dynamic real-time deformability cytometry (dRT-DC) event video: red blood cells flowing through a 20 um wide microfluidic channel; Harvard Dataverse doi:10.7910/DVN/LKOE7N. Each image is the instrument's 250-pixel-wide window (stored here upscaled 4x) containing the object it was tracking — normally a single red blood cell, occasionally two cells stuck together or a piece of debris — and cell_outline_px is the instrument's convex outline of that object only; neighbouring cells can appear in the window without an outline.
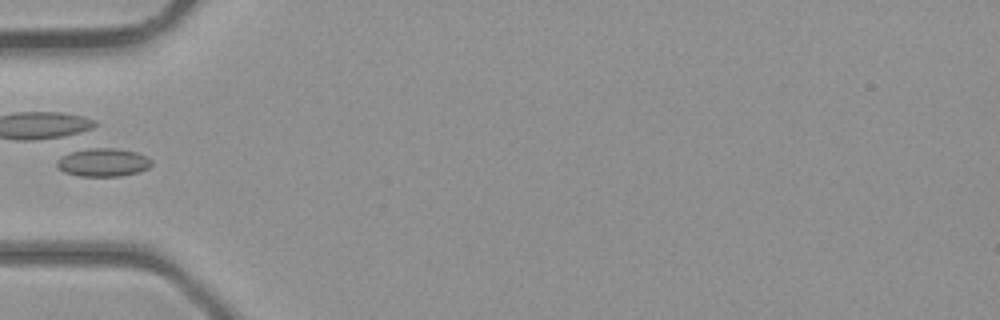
{"species": "common noctule bat (a hibernating species)", "species_latin": "Nyctalus noctula", "temperature_condition": "room temperature", "stored_images_in_passage": 4, "camera_frame_rate_fps": 3000, "um_per_image_px": 0.085, "animal": {"sex": "male", "body_mass_g": 23.1, "forearm_length_mm": 52.7}, "frame": {"image": 1, "passage_image": 4, "time_ms": 3.667, "image_size_px": [1000, 320], "cell_outline_px": [[152, 164], [148, 168], [140, 172], [120, 176], [80, 176], [64, 172], [56, 164], [56, 160], [60, 156], [72, 152], [92, 148], [116, 148], [136, 152], [152, 160]], "centroid_in_image_um": [8.77, 13.81], "position_along_channel_um": 76.2, "area_um2": 15.49}}